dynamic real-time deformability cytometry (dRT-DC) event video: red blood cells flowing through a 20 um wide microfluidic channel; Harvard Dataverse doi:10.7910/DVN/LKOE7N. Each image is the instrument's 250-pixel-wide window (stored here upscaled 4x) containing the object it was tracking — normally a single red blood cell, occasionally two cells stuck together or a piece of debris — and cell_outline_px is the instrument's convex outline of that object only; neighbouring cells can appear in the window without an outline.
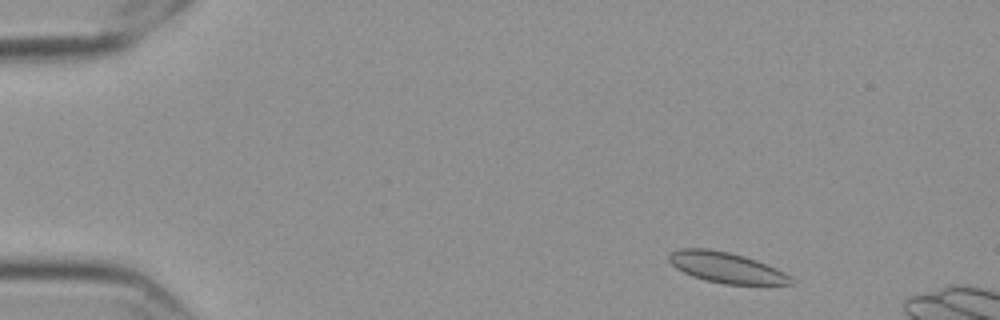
{"species": "Egyptian fruit bat (a non-hibernating species)", "species_latin": "Rousettus aegyptiacus", "temperature_condition": "cold", "stored_images_in_passage": 12, "camera_frame_rate_fps": 3000, "um_per_image_px": 0.085, "frame": {"image": 1, "passage_image": 4, "time_ms": 1.0, "image_size_px": [1000, 320], "cell_outline_px": [[796, 284], [724, 284], [704, 280], [692, 276], [676, 268], [668, 260], [668, 256], [672, 252], [680, 248], [708, 248], [728, 252], [744, 256], [756, 260], [776, 268], [784, 272], [796, 280]], "centroid_in_image_um": [61.75, 22.74], "position_along_channel_um": 23.2, "area_um2": 21.79}}